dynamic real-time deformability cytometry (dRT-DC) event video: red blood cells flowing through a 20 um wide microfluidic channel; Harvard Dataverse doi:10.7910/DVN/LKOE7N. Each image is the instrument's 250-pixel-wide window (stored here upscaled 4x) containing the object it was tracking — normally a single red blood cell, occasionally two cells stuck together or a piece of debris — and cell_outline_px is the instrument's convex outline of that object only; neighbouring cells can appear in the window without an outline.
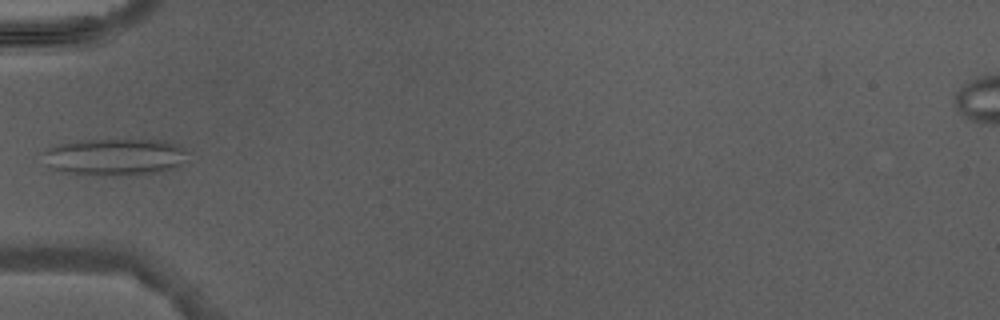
{"species": "Egyptian fruit bat (a non-hibernating species)", "species_latin": "Rousettus aegyptiacus", "temperature_condition": "warm", "stored_images_in_passage": 3, "camera_frame_rate_fps": 3000, "um_per_image_px": 0.085, "animal": {"sex": "male"}, "frame": {"image": 1, "passage_image": 3, "time_ms": 2.667, "image_size_px": [1000, 320], "cell_outline_px": [[188, 160], [176, 168], [164, 172], [64, 172], [52, 168], [44, 164], [36, 152], [60, 144], [76, 140], [164, 140], [180, 144], [188, 152]], "centroid_in_image_um": [9.76, 13.27], "position_along_channel_um": 75.2, "area_um2": 30.63}}